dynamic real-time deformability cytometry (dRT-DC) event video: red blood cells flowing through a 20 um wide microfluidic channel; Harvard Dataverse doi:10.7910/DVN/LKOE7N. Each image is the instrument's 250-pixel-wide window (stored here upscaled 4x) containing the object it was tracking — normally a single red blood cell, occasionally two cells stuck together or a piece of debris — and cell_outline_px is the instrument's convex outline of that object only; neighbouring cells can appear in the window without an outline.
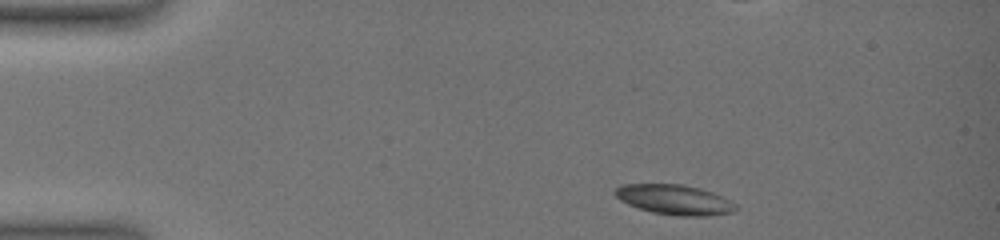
{"species": "common noctule bat (a hibernating species)", "species_latin": "Nyctalus noctula", "temperature_condition": "warm", "stored_images_in_passage": 45, "camera_frame_rate_fps": 3000, "um_per_image_px": 0.085, "animal": {"sex": "female", "body_mass_g": 19.0, "forearm_length_mm": 51.5}, "frame": {"image": 1, "passage_image": 1, "time_ms": 0.0, "image_size_px": [1000, 240], "cell_outline_px": [[740, 208], [732, 212], [708, 216], [676, 216], [652, 212], [628, 204], [620, 200], [612, 192], [620, 184], [684, 184], [700, 188], [712, 192], [736, 204]], "centroid_in_image_um": [57.32, 16.97], "position_along_channel_um": 27.7, "area_um2": 21.15}}
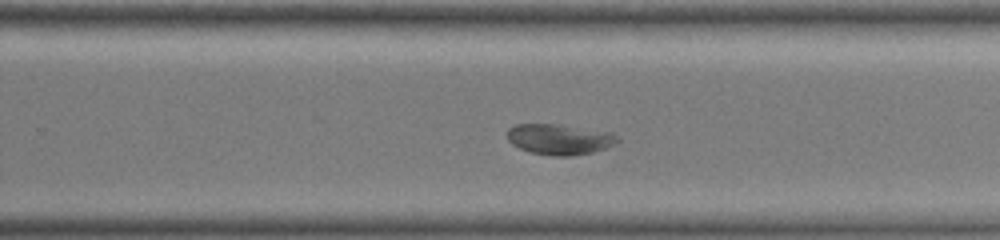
{"frame": {"image": 2, "passage_image": 25, "time_ms": 9.333, "image_size_px": [1000, 240], "cell_outline_px": [[620, 140], [604, 148], [592, 152], [572, 156], [548, 156], [528, 152], [512, 144], [508, 140], [508, 128], [516, 124], [556, 124], [616, 136]], "centroid_in_image_um": [47.41, 11.87], "position_along_channel_um": 282.4, "area_um2": 18.96}}
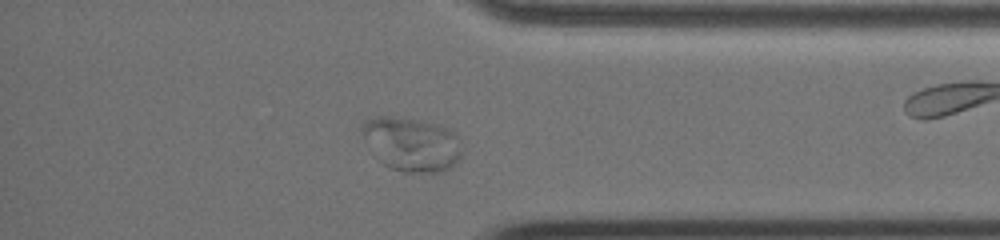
{"frame": {"image": 3, "passage_image": 37, "time_ms": 12.667, "image_size_px": [1000, 240], "cell_outline_px": [[460, 160], [452, 168], [444, 172], [404, 172], [392, 168], [384, 164], [380, 160], [364, 132], [364, 120], [380, 116], [384, 116], [440, 124], [448, 128], [460, 140]], "centroid_in_image_um": [35.1, 12.28], "position_along_channel_um": 400.1, "area_um2": 30.46}}